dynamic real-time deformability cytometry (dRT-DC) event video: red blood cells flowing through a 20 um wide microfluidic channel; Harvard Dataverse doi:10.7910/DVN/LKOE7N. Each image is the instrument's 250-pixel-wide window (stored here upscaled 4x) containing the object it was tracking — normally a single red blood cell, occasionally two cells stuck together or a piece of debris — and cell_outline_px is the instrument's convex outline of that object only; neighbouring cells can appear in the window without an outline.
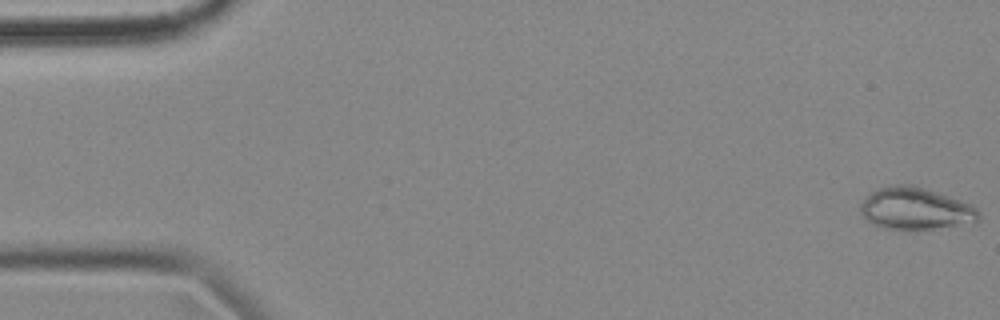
{"species": "common noctule bat (a hibernating species)", "species_latin": "Nyctalus noctula", "temperature_condition": "cold", "stored_images_in_passage": 4, "camera_frame_rate_fps": 3000, "um_per_image_px": 0.085, "animal": {"sex": "female", "body_mass_g": 18.4}, "frame": {"image": 1, "passage_image": 1, "time_ms": 0.0, "image_size_px": [1000, 320], "cell_outline_px": [[980, 220], [976, 224], [916, 232], [884, 228], [868, 220], [860, 212], [860, 204], [864, 196], [868, 192], [880, 188], [896, 184], [912, 184], [972, 204], [980, 212]], "centroid_in_image_um": [77.87, 17.78], "position_along_channel_um": 7.1, "area_um2": 30.06}}